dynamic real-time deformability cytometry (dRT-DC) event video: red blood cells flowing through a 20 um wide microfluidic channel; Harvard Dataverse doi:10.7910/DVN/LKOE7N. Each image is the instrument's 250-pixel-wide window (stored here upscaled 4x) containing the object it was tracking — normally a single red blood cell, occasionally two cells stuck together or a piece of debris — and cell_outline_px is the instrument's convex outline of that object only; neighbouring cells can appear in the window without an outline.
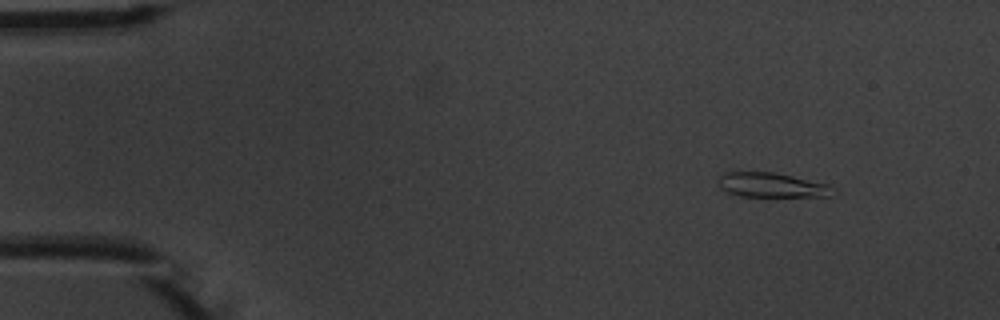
{"species": "common noctule bat (a hibernating species)", "species_latin": "Nyctalus noctula", "temperature_condition": "warm", "stored_images_in_passage": 6, "segment_of_instrument_passage": [2, 2], "camera_frame_rate_fps": 3000, "um_per_image_px": 0.085, "animal": {"sex": "male", "body_mass_g": 20.1, "forearm_length_mm": 53.5}, "frame": {"image": 1, "passage_image": 6, "time_ms": 6.667, "image_size_px": [1000, 320], "cell_outline_px": [[828, 196], [740, 196], [728, 192], [720, 188], [720, 176], [724, 172], [772, 172], [792, 176], [828, 184]], "centroid_in_image_um": [65.49, 15.72], "position_along_channel_um": 19.5, "area_um2": 15.78}}